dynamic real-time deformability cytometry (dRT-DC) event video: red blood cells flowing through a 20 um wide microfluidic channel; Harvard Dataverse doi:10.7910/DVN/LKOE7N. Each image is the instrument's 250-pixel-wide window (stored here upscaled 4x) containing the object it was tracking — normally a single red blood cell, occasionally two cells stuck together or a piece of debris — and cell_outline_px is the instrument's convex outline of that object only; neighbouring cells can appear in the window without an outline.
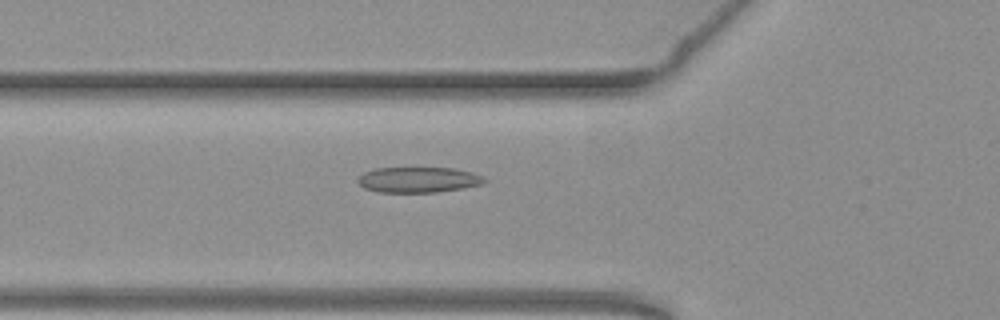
{"species": "common noctule bat (a hibernating species)", "species_latin": "Nyctalus noctula", "temperature_condition": "warm", "stored_images_in_passage": 55, "camera_frame_rate_fps": 3000, "um_per_image_px": 0.085, "animal": {"sex": "female", "body_mass_g": 19.3, "forearm_length_mm": 54.1}, "frame": {"image": 1, "passage_image": 20, "time_ms": 6.333, "image_size_px": [1000, 320], "cell_outline_px": [[488, 180], [480, 184], [460, 188], [436, 192], [380, 192], [364, 188], [356, 180], [364, 172], [376, 168], [452, 168], [472, 172], [484, 176]], "centroid_in_image_um": [35.55, 15.27], "position_along_channel_um": 90.2, "area_um2": 18.67}}
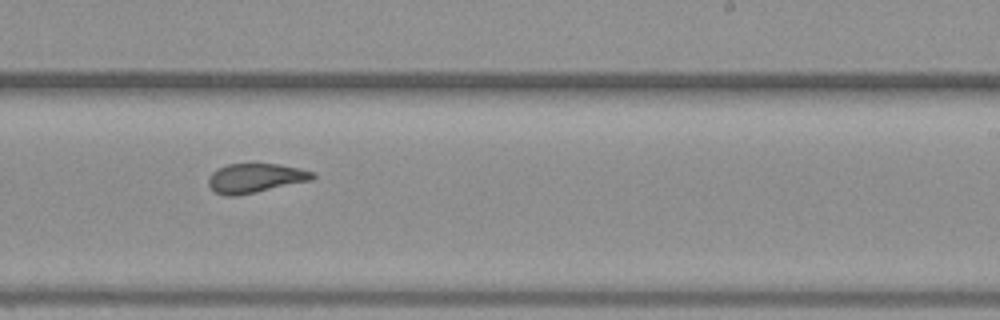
{"frame": {"image": 2, "passage_image": 34, "time_ms": 11.0, "image_size_px": [1000, 320], "cell_outline_px": [[316, 176], [312, 180], [256, 192], [236, 196], [224, 196], [216, 192], [208, 184], [208, 176], [216, 168], [228, 164], [280, 164], [300, 168], [316, 172]], "centroid_in_image_um": [21.71, 15.13], "position_along_channel_um": 267.3, "area_um2": 17.92}}
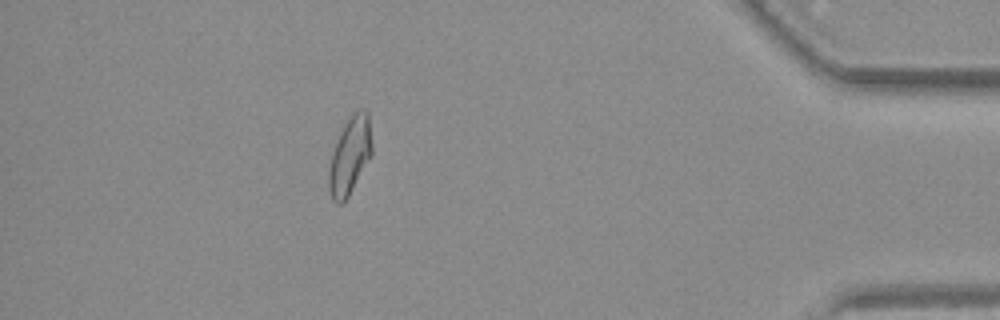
{"frame": {"image": 3, "passage_image": 49, "time_ms": 16.0, "image_size_px": [1000, 320], "cell_outline_px": [[372, 156], [344, 204], [336, 204], [332, 200], [328, 188], [328, 168], [332, 152], [340, 132], [344, 124], [352, 112], [356, 108], [364, 108], [368, 112], [372, 144]], "centroid_in_image_um": [29.74, 13.24], "position_along_channel_um": 405.5, "area_um2": 20.0}, "authors_computed_cell_mechanics": {"area_um2": 19.5364, "velocity_mm_per_s": 3.787, "shape_relaxation_time_tau1_ms": null, "shape_relaxation_time_tau2_ms": 1.5266, "deformation_change_tau1": null, "deformation_change_tau2": 0.0853}}